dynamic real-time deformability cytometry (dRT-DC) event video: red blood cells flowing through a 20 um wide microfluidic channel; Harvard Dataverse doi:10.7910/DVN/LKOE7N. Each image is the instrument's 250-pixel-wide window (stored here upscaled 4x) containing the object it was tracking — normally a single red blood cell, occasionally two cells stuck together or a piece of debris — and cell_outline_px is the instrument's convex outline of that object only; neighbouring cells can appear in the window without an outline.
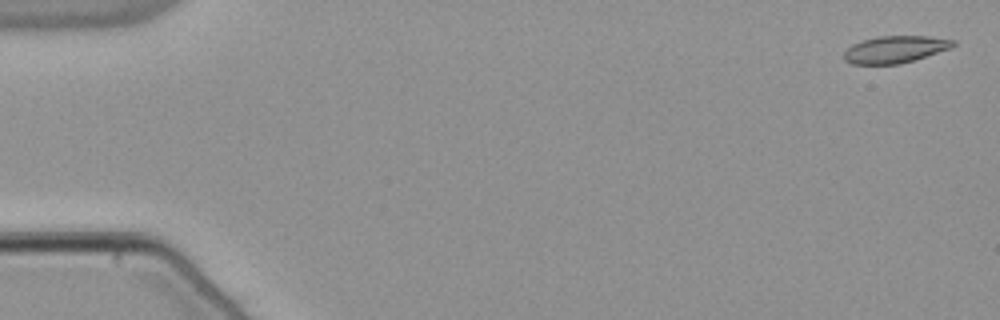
{"species": "common noctule bat (a hibernating species)", "species_latin": "Nyctalus noctula", "temperature_condition": "warm", "stored_images_in_passage": 11, "camera_frame_rate_fps": 3000, "um_per_image_px": 0.085, "animal": {"sex": "male", "body_mass_g": 21.5, "forearm_length_mm": 52.0}, "frame": {"image": 1, "passage_image": 1, "time_ms": 0.0, "image_size_px": [1000, 320], "cell_outline_px": [[956, 44], [952, 48], [900, 64], [852, 64], [844, 60], [844, 52], [852, 44], [864, 40], [880, 36], [928, 36], [956, 40]], "centroid_in_image_um": [76.11, 4.2], "position_along_channel_um": 8.9, "area_um2": 17.17}}